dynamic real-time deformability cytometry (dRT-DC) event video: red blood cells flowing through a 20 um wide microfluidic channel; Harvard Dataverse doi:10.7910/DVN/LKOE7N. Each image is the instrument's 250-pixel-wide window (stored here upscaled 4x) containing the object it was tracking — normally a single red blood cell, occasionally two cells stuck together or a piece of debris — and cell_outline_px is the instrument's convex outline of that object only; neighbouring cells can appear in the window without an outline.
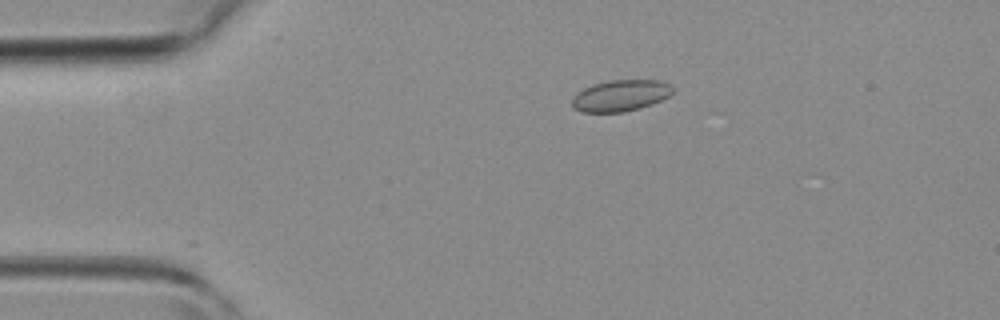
{"species": "common noctule bat (a hibernating species)", "species_latin": "Nyctalus noctula", "temperature_condition": "room temperature", "stored_images_in_passage": 43, "camera_frame_rate_fps": 3000, "um_per_image_px": 0.085, "animal": {"sex": "female", "body_mass_g": 19.3, "forearm_length_mm": 54.1}, "frame": {"image": 1, "passage_image": 7, "time_ms": 2.0, "image_size_px": [1000, 320], "cell_outline_px": [[672, 92], [668, 96], [652, 104], [640, 108], [624, 112], [580, 112], [572, 104], [572, 96], [576, 92], [592, 84], [608, 80], [660, 80], [672, 84]], "centroid_in_image_um": [52.73, 8.11], "position_along_channel_um": 32.3, "area_um2": 18.5}}
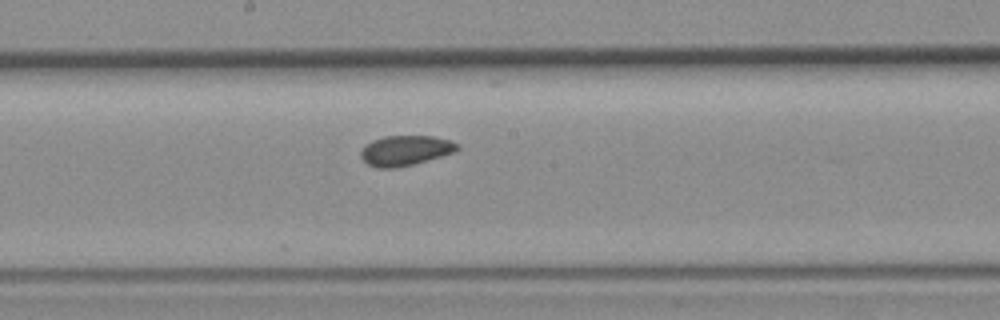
{"frame": {"image": 2, "passage_image": 22, "time_ms": 7.0, "image_size_px": [1000, 320], "cell_outline_px": [[460, 148], [452, 152], [440, 156], [412, 164], [396, 168], [376, 168], [368, 164], [360, 156], [360, 152], [364, 144], [372, 140], [384, 136], [432, 136], [452, 140], [460, 144]], "centroid_in_image_um": [34.43, 12.78], "position_along_channel_um": 213.8, "area_um2": 16.94}}
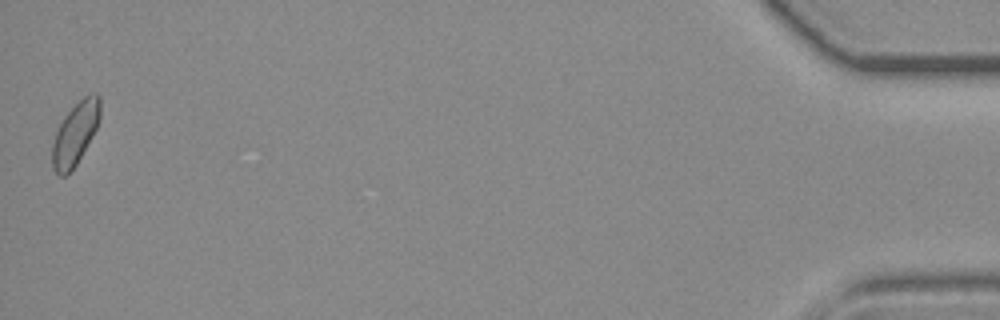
{"frame": {"image": 3, "passage_image": 43, "time_ms": 14.0, "image_size_px": [1000, 320], "cell_outline_px": [[100, 120], [92, 136], [76, 164], [64, 176], [60, 176], [52, 168], [52, 144], [56, 132], [64, 116], [84, 96], [92, 92], [96, 92], [100, 96]], "centroid_in_image_um": [6.4, 11.32], "position_along_channel_um": 428.8, "area_um2": 17.22}}